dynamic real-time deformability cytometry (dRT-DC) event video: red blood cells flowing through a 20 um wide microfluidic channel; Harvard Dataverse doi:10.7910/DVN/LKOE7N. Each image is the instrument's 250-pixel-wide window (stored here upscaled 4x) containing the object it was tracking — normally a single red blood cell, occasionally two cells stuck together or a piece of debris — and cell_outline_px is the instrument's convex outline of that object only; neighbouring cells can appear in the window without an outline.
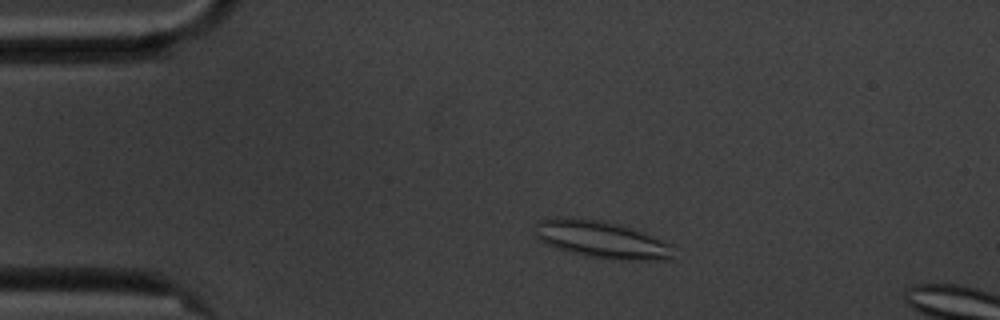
{"species": "common noctule bat (a hibernating species)", "species_latin": "Nyctalus noctula", "temperature_condition": "cold", "stored_images_in_passage": 15, "camera_frame_rate_fps": 3000, "um_per_image_px": 0.085, "animal": {"sex": "male", "body_mass_g": 20.1, "forearm_length_mm": 53.5}, "frame": {"image": 1, "passage_image": 9, "time_ms": 2.667, "image_size_px": [1000, 320], "cell_outline_px": [[672, 260], [620, 260], [588, 256], [572, 252], [548, 244], [540, 240], [536, 236], [536, 224], [540, 220], [556, 216], [600, 220], [632, 228], [672, 244]], "centroid_in_image_um": [51.16, 20.36], "position_along_channel_um": 33.8, "area_um2": 29.65}}